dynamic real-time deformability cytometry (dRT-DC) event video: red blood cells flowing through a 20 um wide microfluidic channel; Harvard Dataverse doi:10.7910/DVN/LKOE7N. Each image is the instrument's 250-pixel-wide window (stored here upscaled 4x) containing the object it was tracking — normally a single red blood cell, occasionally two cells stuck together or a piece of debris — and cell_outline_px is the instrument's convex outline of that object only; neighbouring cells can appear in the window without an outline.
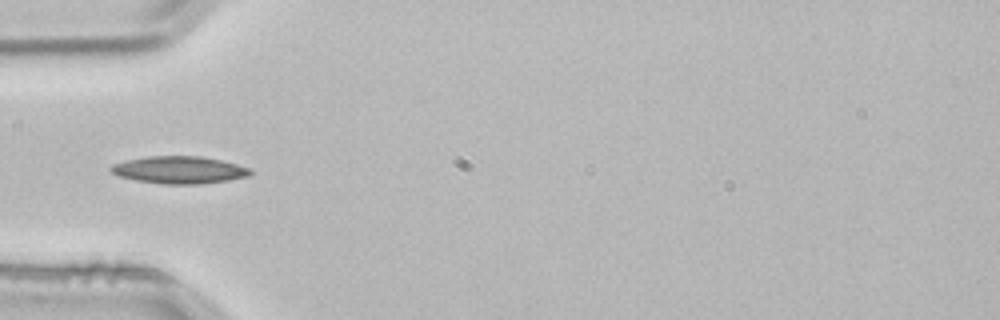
{"species": "common noctule bat (a hibernating species)", "species_latin": "Nyctalus noctula", "temperature_condition": "room temperature", "stored_images_in_passage": 3, "camera_frame_rate_fps": 3000, "um_per_image_px": 0.085, "animal": {"sex": "male", "body_mass_g": 21.5, "forearm_length_mm": 52.0}, "frame": {"image": 1, "passage_image": 3, "time_ms": 0.667, "image_size_px": [1000, 320], "cell_outline_px": [[252, 172], [248, 176], [228, 180], [200, 184], [164, 184], [136, 180], [116, 176], [108, 168], [112, 164], [128, 160], [148, 156], [200, 156], [220, 160], [252, 168]], "centroid_in_image_um": [15.22, 14.44], "position_along_channel_um": 69.8, "area_um2": 22.2}}